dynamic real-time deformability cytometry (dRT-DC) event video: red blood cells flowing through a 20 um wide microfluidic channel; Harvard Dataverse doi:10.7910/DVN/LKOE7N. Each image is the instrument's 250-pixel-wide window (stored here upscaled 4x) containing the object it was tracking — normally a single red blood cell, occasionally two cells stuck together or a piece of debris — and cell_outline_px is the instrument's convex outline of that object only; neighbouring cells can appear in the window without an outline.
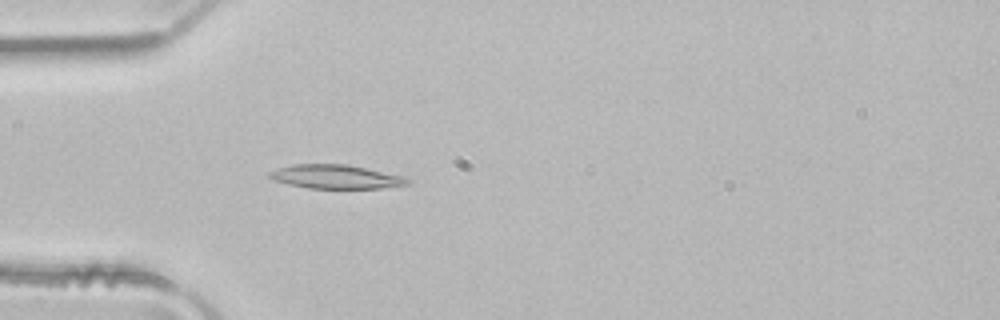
{"species": "common noctule bat (a hibernating species)", "species_latin": "Nyctalus noctula", "temperature_condition": "room temperature", "stored_images_in_passage": 4, "camera_frame_rate_fps": 3000, "um_per_image_px": 0.085, "animal": {"sex": "male", "body_mass_g": 21.5, "forearm_length_mm": 52.0}, "frame": {"image": 1, "passage_image": 4, "time_ms": 1.0, "image_size_px": [1000, 320], "cell_outline_px": [[412, 180], [408, 184], [380, 188], [308, 188], [288, 184], [272, 180], [268, 176], [268, 172], [276, 168], [292, 164], [348, 164], [408, 176]], "centroid_in_image_um": [28.57, 15.01], "position_along_channel_um": 56.4, "area_um2": 19.54}}